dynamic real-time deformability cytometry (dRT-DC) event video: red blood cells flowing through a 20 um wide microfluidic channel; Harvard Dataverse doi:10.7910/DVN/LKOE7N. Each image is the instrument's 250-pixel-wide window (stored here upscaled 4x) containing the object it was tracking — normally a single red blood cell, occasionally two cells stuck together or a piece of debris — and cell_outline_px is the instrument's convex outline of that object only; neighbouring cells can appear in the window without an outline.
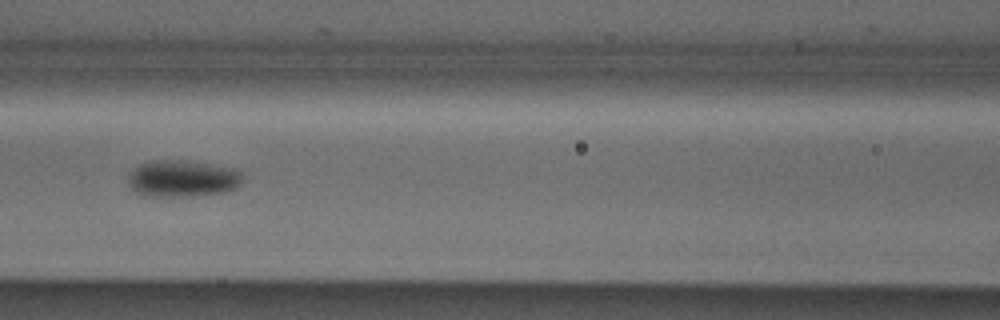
{"species": "Egyptian fruit bat (a non-hibernating species)", "species_latin": "Rousettus aegyptiacus", "temperature_condition": "cold", "stored_images_in_passage": 7, "camera_frame_rate_fps": 3000, "um_per_image_px": 0.085, "animal": {"sex": "male"}, "frame": {"image": 1, "passage_image": 5, "time_ms": 1.333, "image_size_px": [1000, 320], "cell_outline_px": [[244, 176], [240, 184], [236, 188], [228, 192], [192, 196], [144, 196], [136, 192], [128, 184], [128, 176], [132, 168], [140, 164], [152, 160], [184, 160], [232, 168], [240, 172]], "centroid_in_image_um": [15.5, 15.18], "position_along_channel_um": 151.1, "area_um2": 24.74}}
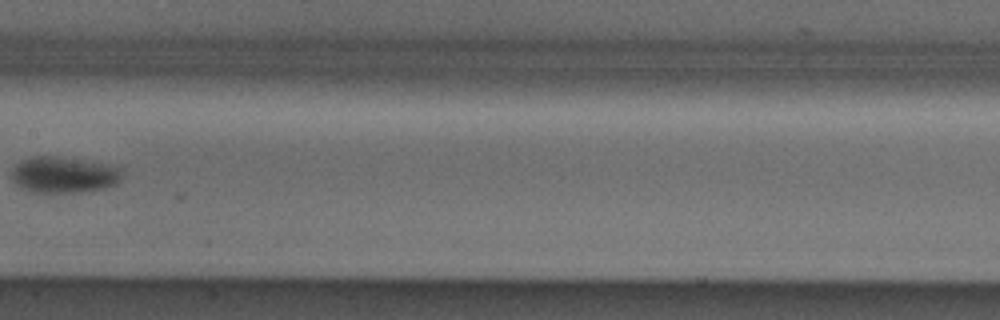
{"frame": {"image": 2, "passage_image": 6, "time_ms": 1.667, "image_size_px": [1000, 320], "cell_outline_px": [[124, 168], [120, 180], [116, 184], [104, 188], [88, 192], [32, 192], [20, 188], [12, 180], [12, 168], [16, 164], [32, 156], [52, 156]], "centroid_in_image_um": [5.4, 14.88], "position_along_channel_um": 202.0, "area_um2": 23.06}}
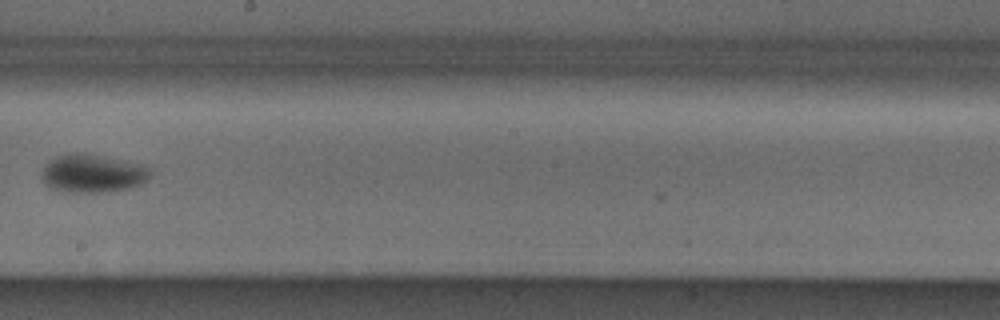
{"frame": {"image": 3, "passage_image": 7, "time_ms": 2.0, "image_size_px": [1000, 320], "cell_outline_px": [[152, 176], [140, 184], [128, 188], [108, 192], [64, 192], [52, 188], [44, 184], [40, 176], [44, 168], [56, 156], [80, 152], [84, 152], [140, 164], [148, 168], [152, 172]], "centroid_in_image_um": [7.87, 14.75], "position_along_channel_um": 240.3, "area_um2": 24.1}}